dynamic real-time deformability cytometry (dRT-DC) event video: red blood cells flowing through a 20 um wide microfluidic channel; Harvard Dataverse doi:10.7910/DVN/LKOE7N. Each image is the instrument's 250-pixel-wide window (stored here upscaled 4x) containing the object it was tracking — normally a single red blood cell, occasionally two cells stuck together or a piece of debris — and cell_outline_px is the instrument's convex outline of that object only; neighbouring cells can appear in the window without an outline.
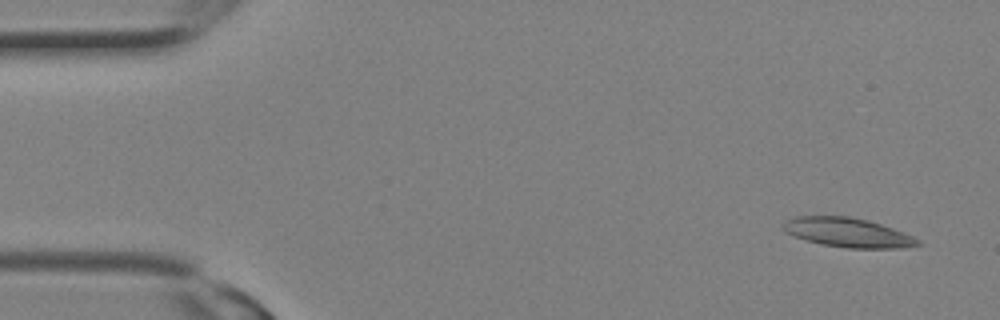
{"species": "Egyptian fruit bat (a non-hibernating species)", "species_latin": "Rousettus aegyptiacus", "temperature_condition": "room temperature", "stored_images_in_passage": 8, "camera_frame_rate_fps": 3000, "um_per_image_px": 0.085, "animal": {"sex": "female"}, "frame": {"image": 1, "passage_image": 1, "time_ms": 0.0, "image_size_px": [1000, 320], "cell_outline_px": [[920, 244], [900, 248], [848, 248], [824, 244], [792, 236], [784, 232], [780, 228], [788, 220], [796, 216], [848, 216], [868, 220], [892, 228], [912, 236], [920, 240]], "centroid_in_image_um": [72.03, 19.76], "position_along_channel_um": 13.0, "area_um2": 22.72}}